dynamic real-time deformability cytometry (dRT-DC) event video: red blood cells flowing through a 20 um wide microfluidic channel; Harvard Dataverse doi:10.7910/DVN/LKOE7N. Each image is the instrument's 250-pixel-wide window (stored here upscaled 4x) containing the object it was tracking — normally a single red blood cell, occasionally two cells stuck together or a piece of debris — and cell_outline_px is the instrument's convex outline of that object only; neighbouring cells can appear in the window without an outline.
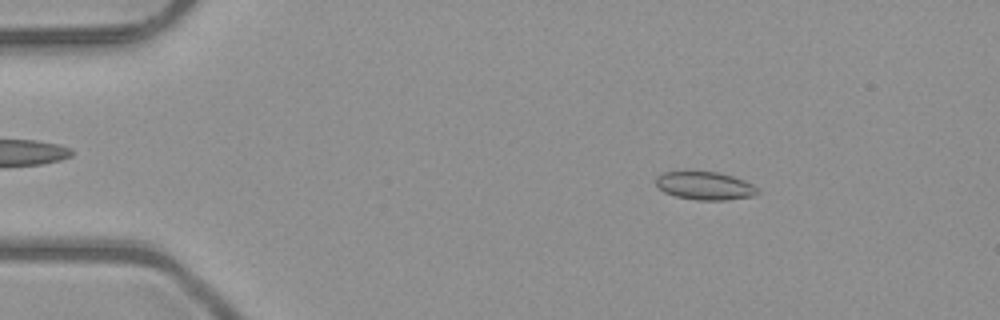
{"species": "common noctule bat (a hibernating species)", "species_latin": "Nyctalus noctula", "temperature_condition": "room temperature", "stored_images_in_passage": 49, "camera_frame_rate_fps": 3000, "um_per_image_px": 0.085, "animal": {"sex": "male", "body_mass_g": 23.1, "forearm_length_mm": 52.7}, "frame": {"image": 1, "passage_image": 6, "time_ms": 1.667, "image_size_px": [1000, 320], "cell_outline_px": [[760, 192], [756, 196], [728, 200], [696, 200], [676, 196], [664, 192], [656, 184], [656, 176], [664, 172], [688, 168], [720, 172], [744, 180], [752, 184]], "centroid_in_image_um": [59.89, 15.74], "position_along_channel_um": 25.1, "area_um2": 17.46}}
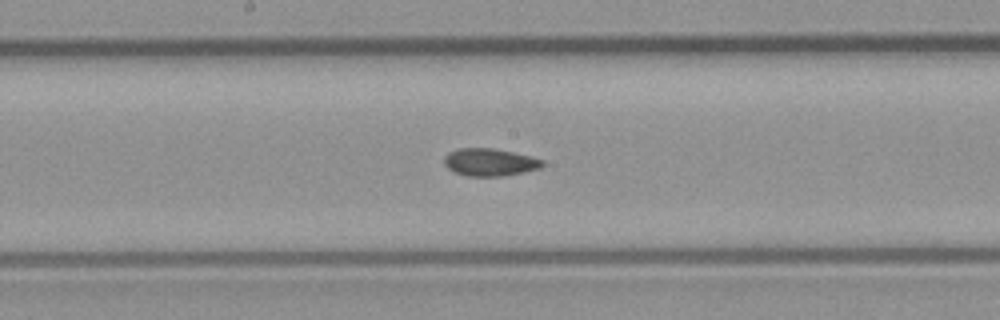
{"frame": {"image": 2, "passage_image": 25, "time_ms": 8.0, "image_size_px": [1000, 320], "cell_outline_px": [[544, 164], [540, 168], [524, 172], [504, 176], [468, 176], [456, 172], [448, 168], [444, 164], [444, 156], [448, 152], [460, 148], [492, 148], [532, 156], [544, 160]], "centroid_in_image_um": [41.64, 13.78], "position_along_channel_um": 206.6, "area_um2": 15.78}}
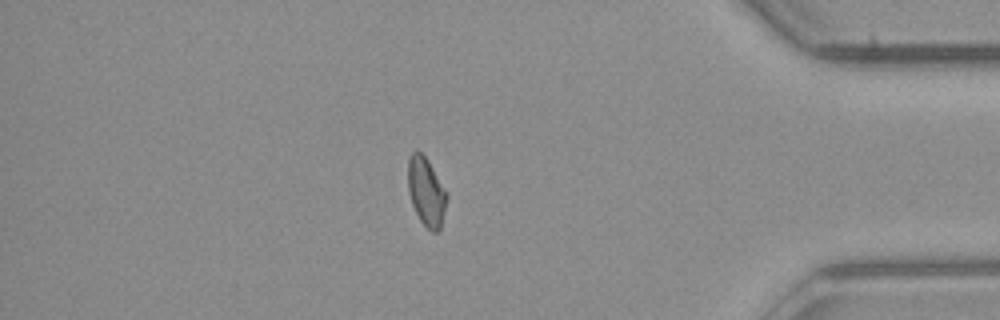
{"frame": {"image": 3, "passage_image": 42, "time_ms": 13.667, "image_size_px": [1000, 320], "cell_outline_px": [[448, 196], [440, 228], [436, 232], [432, 232], [420, 220], [412, 204], [408, 192], [408, 160], [412, 152], [416, 148], [428, 160], [444, 188]], "centroid_in_image_um": [36.21, 16.27], "position_along_channel_um": 399.0, "area_um2": 15.32}, "authors_computed_cell_mechanics": {"area_um2": 15.895, "velocity_mm_per_s": 4.0306, "shape_relaxation_time_tau1_ms": 5.9822, "shape_relaxation_time_tau2_ms": 1.8492, "deformation_change_tau1": 0.1082, "deformation_change_tau2": 0.0551}}